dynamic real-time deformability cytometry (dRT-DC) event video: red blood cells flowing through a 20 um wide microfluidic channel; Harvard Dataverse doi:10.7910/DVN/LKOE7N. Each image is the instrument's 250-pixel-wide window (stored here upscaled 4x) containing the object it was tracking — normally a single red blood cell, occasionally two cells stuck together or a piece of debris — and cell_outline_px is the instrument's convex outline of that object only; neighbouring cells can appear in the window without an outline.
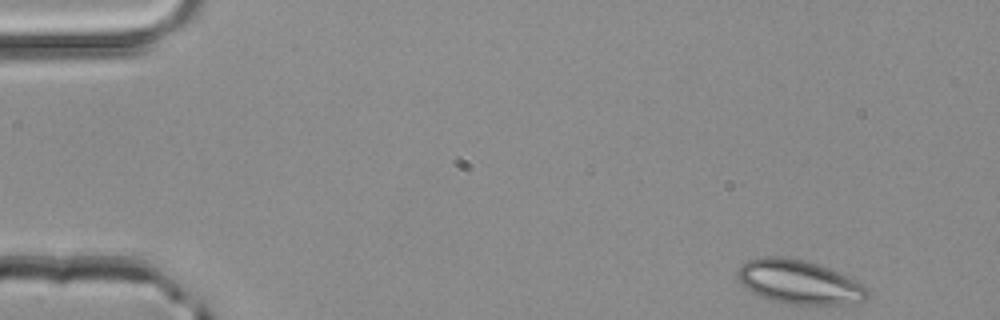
{"species": "common noctule bat (a hibernating species)", "species_latin": "Nyctalus noctula", "temperature_condition": "room temperature", "stored_images_in_passage": 4, "segment_of_instrument_passage": [1, 2], "camera_frame_rate_fps": 3000, "um_per_image_px": 0.085, "animal": {"sex": "male", "body_mass_g": 20.4}, "frame": {"image": 1, "passage_image": 1, "time_ms": 0.0, "image_size_px": [1000, 320], "cell_outline_px": [[868, 296], [864, 300], [844, 304], [780, 304], [760, 296], [744, 288], [740, 284], [736, 276], [736, 272], [740, 264], [748, 260], [764, 256], [780, 256], [804, 260], [828, 268], [856, 280], [868, 288]], "centroid_in_image_um": [67.85, 23.97], "position_along_channel_um": 17.1, "area_um2": 33.41}}